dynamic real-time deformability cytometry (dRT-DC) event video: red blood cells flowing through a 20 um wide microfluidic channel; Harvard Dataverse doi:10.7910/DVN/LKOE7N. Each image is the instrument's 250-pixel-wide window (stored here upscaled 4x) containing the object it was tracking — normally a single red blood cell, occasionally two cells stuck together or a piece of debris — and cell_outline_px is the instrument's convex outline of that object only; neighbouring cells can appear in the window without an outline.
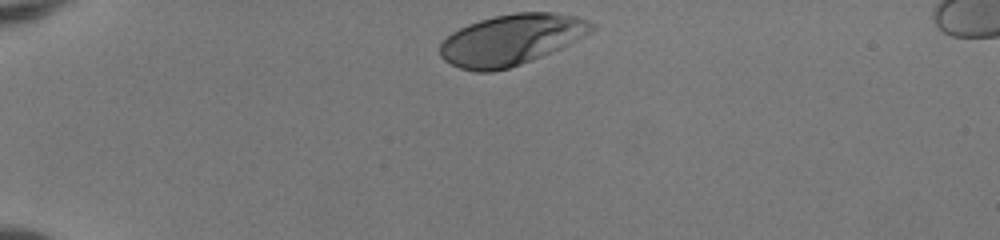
{"species": "human", "species_latin": "Homo sapiens", "temperature_condition": "room temperature", "stored_images_in_passage": 34, "camera_frame_rate_fps": 3000, "um_per_image_px": 0.085, "donor": {"sex": "female"}, "frame": {"image": 1, "passage_image": 1, "time_ms": 0.0, "image_size_px": [1000, 240], "cell_outline_px": [[596, 28], [592, 32], [560, 48], [520, 64], [508, 68], [492, 72], [476, 72], [460, 68], [444, 60], [440, 56], [440, 44], [452, 32], [468, 24], [480, 20], [496, 16], [516, 12], [556, 12], [576, 16], [588, 20], [596, 24]], "centroid_in_image_um": [43.47, 3.37], "position_along_channel_um": 41.5, "area_um2": 44.74}}
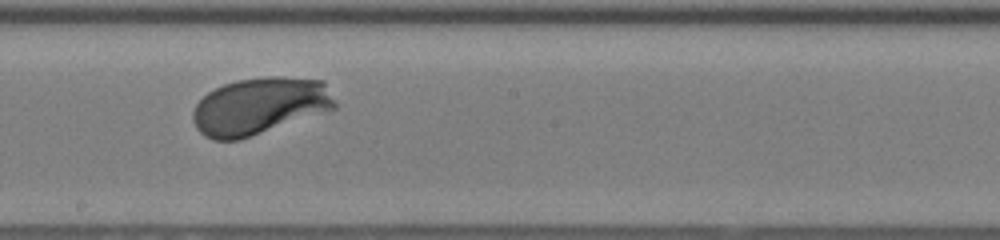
{"frame": {"image": 2, "passage_image": 19, "time_ms": 6.0, "image_size_px": [1000, 240], "cell_outline_px": [[336, 108], [240, 140], [212, 140], [204, 136], [196, 128], [192, 120], [192, 112], [196, 104], [208, 92], [224, 84], [236, 80], [264, 76], [280, 76], [324, 80], [336, 104]], "centroid_in_image_um": [22.04, 9.01], "position_along_channel_um": 226.2, "area_um2": 47.28}}
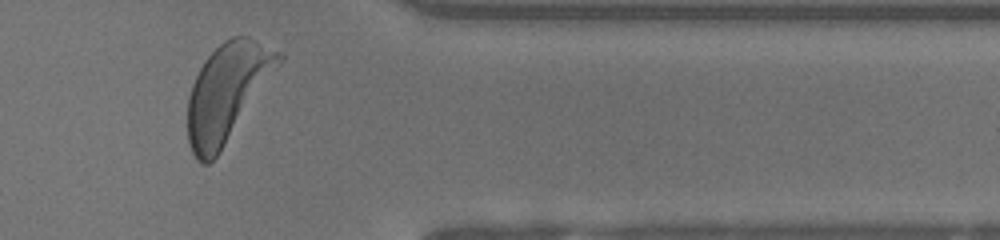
{"frame": {"image": 3, "passage_image": 32, "time_ms": 10.333, "image_size_px": [1000, 240], "cell_outline_px": [[284, 60], [220, 152], [208, 164], [200, 164], [196, 160], [192, 152], [188, 140], [188, 96], [192, 84], [204, 60], [224, 40], [232, 36], [248, 36], [284, 52]], "centroid_in_image_um": [19.33, 7.82], "position_along_channel_um": 392.1, "area_um2": 51.73}, "authors_computed_cell_mechanics": {"area_um2": 45.6331, "velocity_mm_per_s": 4.0199, "shape_relaxation_time_tau1_ms": 1.7224, "shape_relaxation_time_tau2_ms": null, "deformation_change_tau1": 0.1543, "deformation_change_tau2": null}}